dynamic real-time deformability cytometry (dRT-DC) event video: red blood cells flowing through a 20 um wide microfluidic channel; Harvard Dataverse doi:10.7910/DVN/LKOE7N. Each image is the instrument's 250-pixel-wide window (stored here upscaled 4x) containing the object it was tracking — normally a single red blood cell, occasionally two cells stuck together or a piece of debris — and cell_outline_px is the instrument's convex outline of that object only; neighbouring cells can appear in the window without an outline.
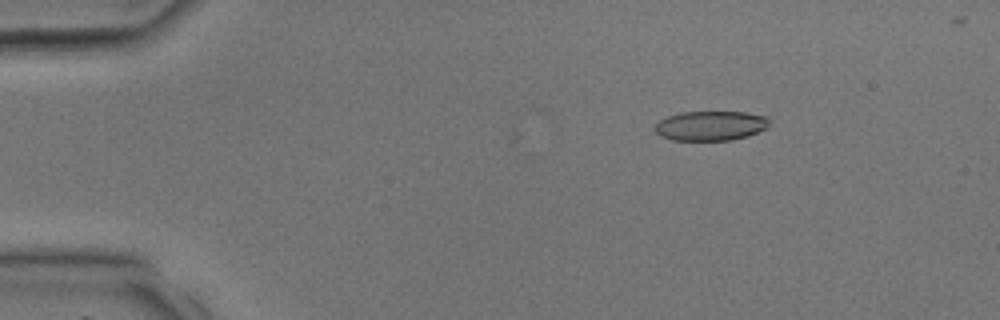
{"species": "common noctule bat (a hibernating species)", "species_latin": "Nyctalus noctula", "temperature_condition": "room temperature", "stored_images_in_passage": 35, "camera_frame_rate_fps": 3000, "um_per_image_px": 0.085, "animal": {"sex": "male", "body_mass_g": 17.9, "forearm_length_mm": 54.2}, "frame": {"image": 1, "passage_image": 3, "time_ms": 0.667, "image_size_px": [1000, 320], "cell_outline_px": [[768, 128], [748, 136], [732, 140], [672, 140], [660, 136], [652, 128], [660, 120], [668, 116], [680, 112], [744, 112], [768, 116]], "centroid_in_image_um": [60.4, 10.69], "position_along_channel_um": 24.6, "area_um2": 19.88}}
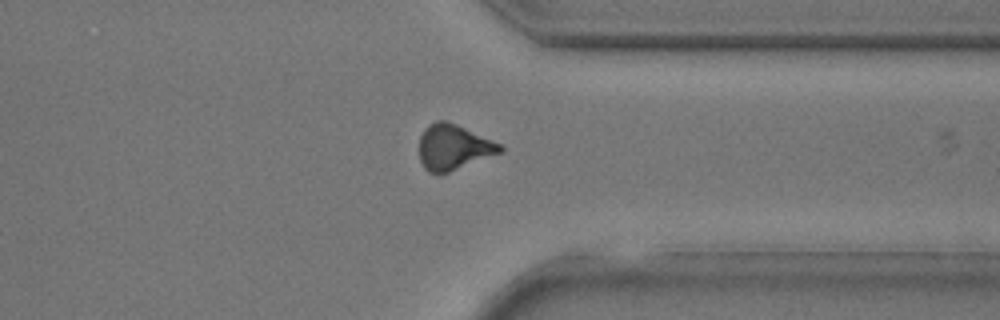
{"frame": {"image": 2, "passage_image": 27, "time_ms": 8.667, "image_size_px": [1000, 320], "cell_outline_px": [[504, 148], [500, 152], [440, 176], [428, 172], [424, 168], [420, 160], [420, 136], [424, 128], [428, 124], [436, 120], [444, 120], [456, 124], [504, 144]], "centroid_in_image_um": [38.53, 12.52], "position_along_channel_um": 372.9, "area_um2": 21.68}}
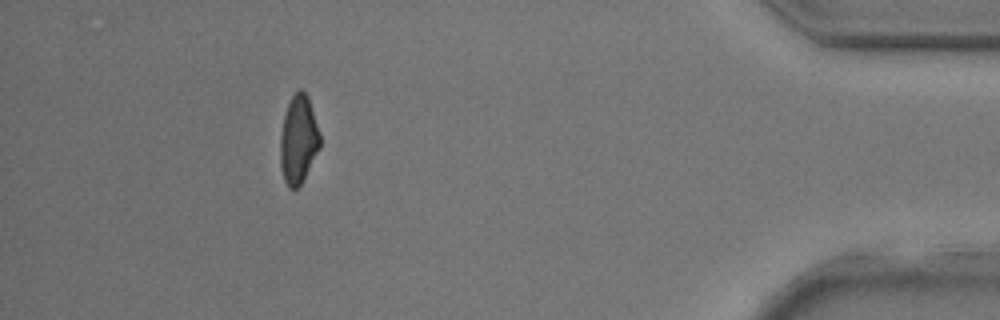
{"frame": {"image": 3, "passage_image": 32, "time_ms": 10.333, "image_size_px": [1000, 320], "cell_outline_px": [[320, 148], [300, 184], [296, 188], [288, 188], [284, 180], [280, 164], [280, 136], [284, 116], [288, 104], [292, 96], [300, 88], [308, 96], [320, 136]], "centroid_in_image_um": [25.35, 11.87], "position_along_channel_um": 409.8, "area_um2": 20.11}}